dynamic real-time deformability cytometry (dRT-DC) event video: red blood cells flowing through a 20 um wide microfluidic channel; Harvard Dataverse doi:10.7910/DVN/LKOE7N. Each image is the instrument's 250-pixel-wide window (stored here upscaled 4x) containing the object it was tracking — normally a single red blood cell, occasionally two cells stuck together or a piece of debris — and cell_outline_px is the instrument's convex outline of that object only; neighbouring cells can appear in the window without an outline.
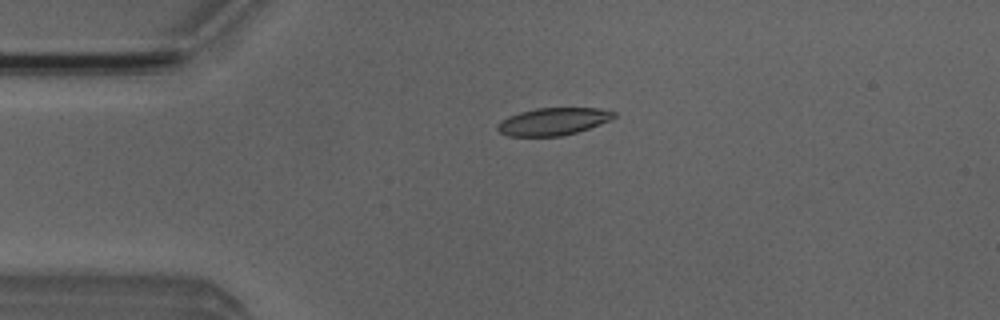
{"species": "Egyptian fruit bat (a non-hibernating species)", "species_latin": "Rousettus aegyptiacus", "temperature_condition": "room temperature", "stored_images_in_passage": 50, "camera_frame_rate_fps": 3000, "um_per_image_px": 0.085, "animal": {"sex": "male"}, "frame": {"image": 1, "passage_image": 10, "time_ms": 3.0, "image_size_px": [1000, 320], "cell_outline_px": [[616, 116], [600, 124], [576, 132], [560, 136], [508, 136], [500, 132], [496, 128], [496, 124], [500, 120], [508, 116], [520, 112], [536, 108], [600, 108], [616, 112]], "centroid_in_image_um": [46.98, 10.32], "position_along_channel_um": 38.0, "area_um2": 18.55}}
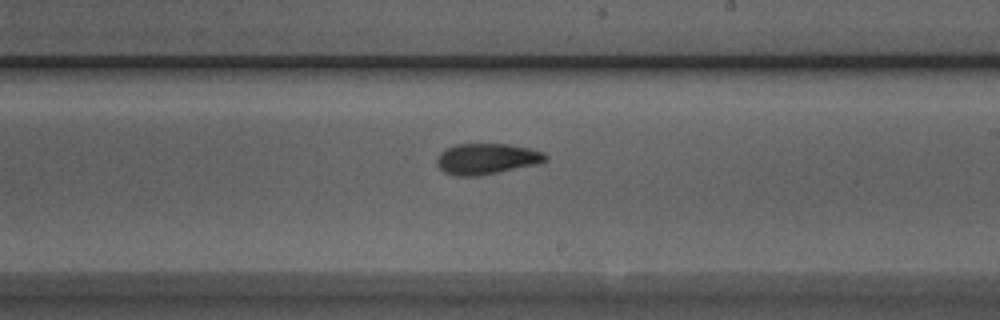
{"frame": {"image": 2, "passage_image": 28, "time_ms": 9.0, "image_size_px": [1000, 320], "cell_outline_px": [[548, 160], [540, 164], [476, 176], [456, 176], [444, 172], [440, 168], [436, 160], [436, 156], [444, 148], [456, 144], [508, 144], [528, 148], [544, 152], [548, 156]], "centroid_in_image_um": [41.37, 13.49], "position_along_channel_um": 247.6, "area_um2": 19.71}}
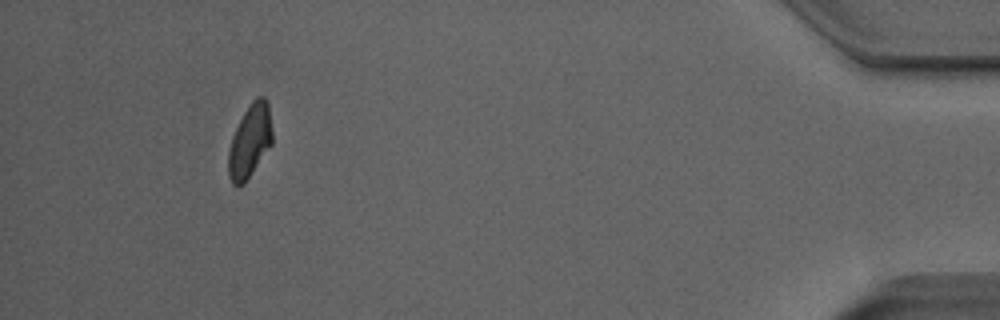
{"frame": {"image": 3, "passage_image": 46, "time_ms": 15.0, "image_size_px": [1000, 320], "cell_outline_px": [[272, 144], [244, 184], [232, 184], [228, 176], [228, 152], [232, 136], [244, 112], [252, 100], [256, 96], [264, 96], [268, 100], [272, 132]], "centroid_in_image_um": [21.24, 11.97], "position_along_channel_um": 414.0, "area_um2": 18.73}, "authors_computed_cell_mechanics": {"area_um2": 19.074, "velocity_mm_per_s": 3.9681, "shape_relaxation_time_tau1_ms": 6.166, "shape_relaxation_time_tau2_ms": 2.2086, "deformation_change_tau1": 0.1811, "deformation_change_tau2": 0.0824}}